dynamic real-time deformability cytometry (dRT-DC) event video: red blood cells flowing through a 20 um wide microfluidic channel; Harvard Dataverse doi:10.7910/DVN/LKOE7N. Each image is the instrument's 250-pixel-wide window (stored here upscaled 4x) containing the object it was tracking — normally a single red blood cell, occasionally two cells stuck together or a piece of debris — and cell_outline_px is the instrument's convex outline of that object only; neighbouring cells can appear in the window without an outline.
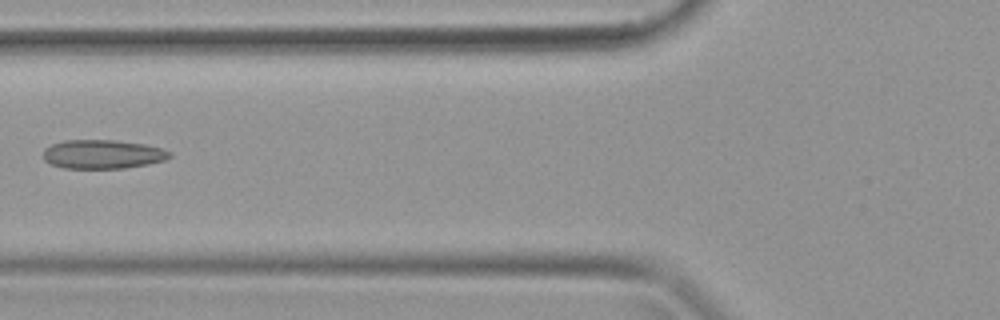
{"species": "common noctule bat (a hibernating species)", "species_latin": "Nyctalus noctula", "temperature_condition": "warm", "stored_images_in_passage": 16, "camera_frame_rate_fps": 3000, "um_per_image_px": 0.085, "animal": {"sex": "female", "body_mass_g": 19.9}, "frame": {"image": 1, "passage_image": 5, "time_ms": 1.333, "image_size_px": [1000, 320], "cell_outline_px": [[172, 156], [164, 160], [148, 164], [124, 168], [64, 168], [52, 164], [44, 160], [44, 148], [52, 144], [64, 140], [116, 140], [144, 144], [164, 148], [172, 152]], "centroid_in_image_um": [8.76, 13.1], "position_along_channel_um": 117.0, "area_um2": 21.39}}
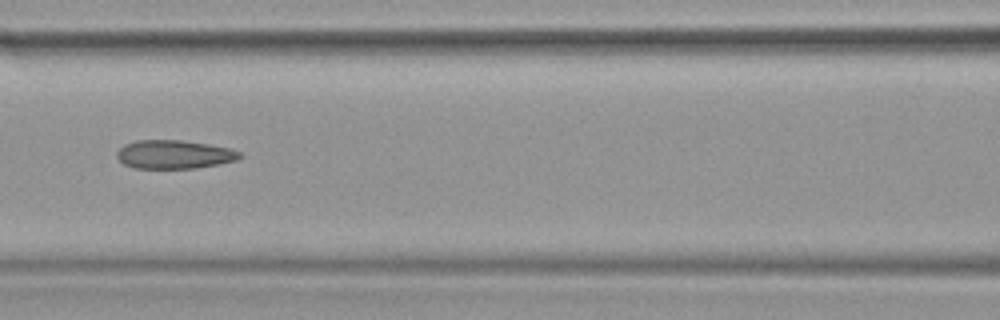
{"frame": {"image": 2, "passage_image": 7, "time_ms": 2.0, "image_size_px": [1000, 320], "cell_outline_px": [[244, 156], [236, 160], [220, 164], [196, 168], [132, 168], [124, 164], [116, 156], [116, 152], [124, 144], [136, 140], [180, 140], [208, 144], [232, 148], [240, 152]], "centroid_in_image_um": [14.82, 13.12], "position_along_channel_um": 151.8, "area_um2": 20.63}}